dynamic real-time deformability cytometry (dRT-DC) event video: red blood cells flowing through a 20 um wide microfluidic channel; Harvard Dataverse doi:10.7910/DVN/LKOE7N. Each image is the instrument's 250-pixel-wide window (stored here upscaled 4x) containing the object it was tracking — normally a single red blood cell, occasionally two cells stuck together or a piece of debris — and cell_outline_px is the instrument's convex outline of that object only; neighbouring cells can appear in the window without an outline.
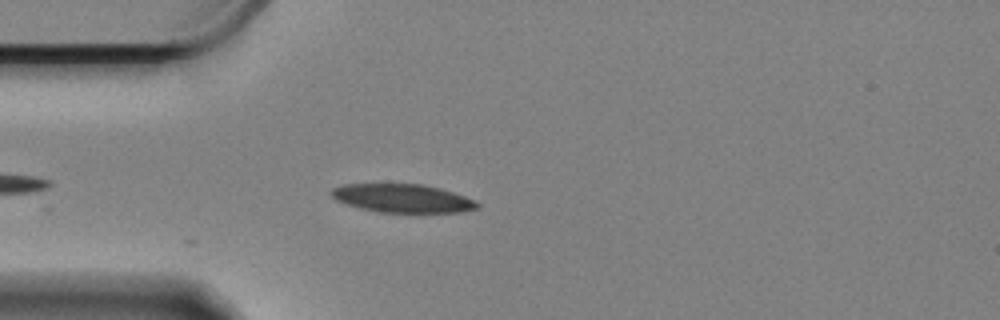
{"species": "Egyptian fruit bat (a non-hibernating species)", "species_latin": "Rousettus aegyptiacus", "temperature_condition": "cold", "stored_images_in_passage": 5, "camera_frame_rate_fps": 3000, "um_per_image_px": 0.085, "animal": {"sex": "female"}, "frame": {"image": 1, "passage_image": 1, "time_ms": 0.0, "image_size_px": [1000, 320], "cell_outline_px": [[480, 208], [460, 212], [376, 212], [344, 204], [336, 200], [332, 196], [332, 188], [344, 184], [420, 184], [440, 188], [476, 200], [480, 204]], "centroid_in_image_um": [34.22, 16.86], "position_along_channel_um": 50.8, "area_um2": 24.16}}